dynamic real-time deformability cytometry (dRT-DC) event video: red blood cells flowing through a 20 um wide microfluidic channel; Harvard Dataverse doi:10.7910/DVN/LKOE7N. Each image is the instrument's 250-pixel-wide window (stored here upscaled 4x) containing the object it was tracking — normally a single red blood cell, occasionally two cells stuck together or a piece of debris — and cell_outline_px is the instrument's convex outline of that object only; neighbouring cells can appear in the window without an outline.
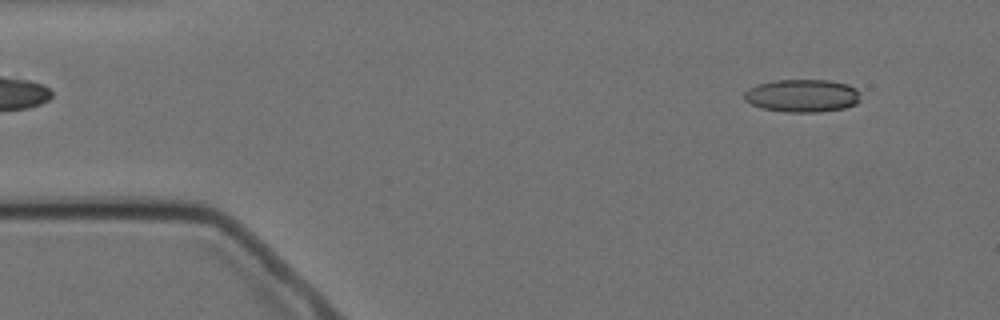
{"species": "Egyptian fruit bat (a non-hibernating species)", "species_latin": "Rousettus aegyptiacus", "temperature_condition": "cold", "stored_images_in_passage": 5, "segment_of_instrument_passage": [2, 2], "camera_frame_rate_fps": 3000, "um_per_image_px": 0.085, "animal": {"sex": "female"}, "frame": {"image": 1, "passage_image": 5, "time_ms": 5.667, "image_size_px": [1000, 320], "cell_outline_px": [[860, 100], [856, 104], [844, 108], [820, 112], [788, 112], [764, 108], [752, 104], [744, 100], [744, 92], [748, 88], [756, 84], [772, 80], [828, 80], [848, 84], [856, 88], [860, 92]], "centroid_in_image_um": [68.21, 8.12], "position_along_channel_um": 16.8, "area_um2": 22.43}}